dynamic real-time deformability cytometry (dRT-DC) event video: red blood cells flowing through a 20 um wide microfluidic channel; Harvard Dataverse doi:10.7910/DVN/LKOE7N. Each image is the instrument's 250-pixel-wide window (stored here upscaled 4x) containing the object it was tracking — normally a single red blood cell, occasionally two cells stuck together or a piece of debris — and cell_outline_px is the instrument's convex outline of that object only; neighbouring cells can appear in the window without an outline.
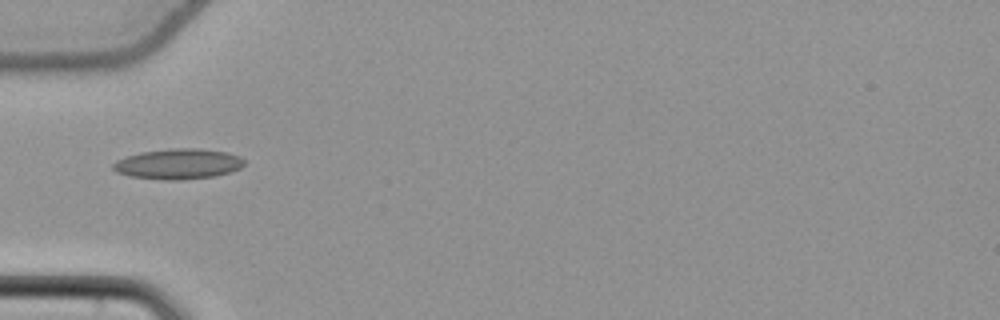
{"species": "common noctule bat (a hibernating species)", "species_latin": "Nyctalus noctula", "temperature_condition": "cold", "stored_images_in_passage": 3, "camera_frame_rate_fps": 3000, "um_per_image_px": 0.085, "animal": {"sex": "female", "body_mass_g": 22.7, "forearm_length_mm": 54.2}, "frame": {"image": 1, "passage_image": 1, "time_ms": 0.0, "image_size_px": [1000, 320], "cell_outline_px": [[244, 164], [240, 168], [232, 172], [216, 176], [180, 180], [164, 180], [128, 176], [116, 172], [112, 168], [112, 164], [116, 160], [140, 152], [168, 148], [200, 148], [228, 152], [240, 156], [244, 160]], "centroid_in_image_um": [15.16, 13.93], "position_along_channel_um": 69.8, "area_um2": 23.58}}